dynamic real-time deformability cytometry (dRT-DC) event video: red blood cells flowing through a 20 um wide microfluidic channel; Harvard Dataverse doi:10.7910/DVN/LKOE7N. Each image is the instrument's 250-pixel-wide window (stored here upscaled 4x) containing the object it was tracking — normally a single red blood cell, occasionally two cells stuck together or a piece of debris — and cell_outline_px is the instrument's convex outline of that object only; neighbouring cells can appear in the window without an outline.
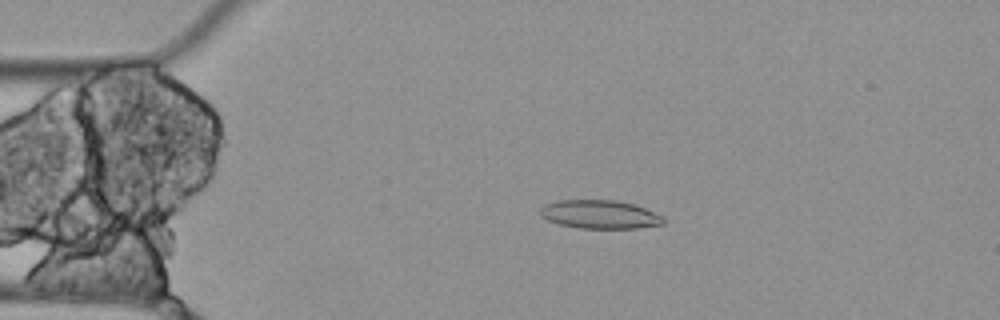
{"species": "Egyptian fruit bat (a non-hibernating species)", "species_latin": "Rousettus aegyptiacus", "temperature_condition": "cold", "stored_images_in_passage": 2, "camera_frame_rate_fps": 3000, "um_per_image_px": 0.085, "animal": {"sex": "female"}, "frame": {"image": 1, "passage_image": 1, "time_ms": 0.0, "image_size_px": [1000, 320], "cell_outline_px": [[668, 220], [664, 224], [636, 228], [580, 228], [560, 224], [548, 220], [540, 216], [540, 208], [544, 204], [556, 200], [616, 200], [636, 204], [664, 216]], "centroid_in_image_um": [51.02, 18.21], "position_along_channel_um": 34.0, "area_um2": 20.75}}